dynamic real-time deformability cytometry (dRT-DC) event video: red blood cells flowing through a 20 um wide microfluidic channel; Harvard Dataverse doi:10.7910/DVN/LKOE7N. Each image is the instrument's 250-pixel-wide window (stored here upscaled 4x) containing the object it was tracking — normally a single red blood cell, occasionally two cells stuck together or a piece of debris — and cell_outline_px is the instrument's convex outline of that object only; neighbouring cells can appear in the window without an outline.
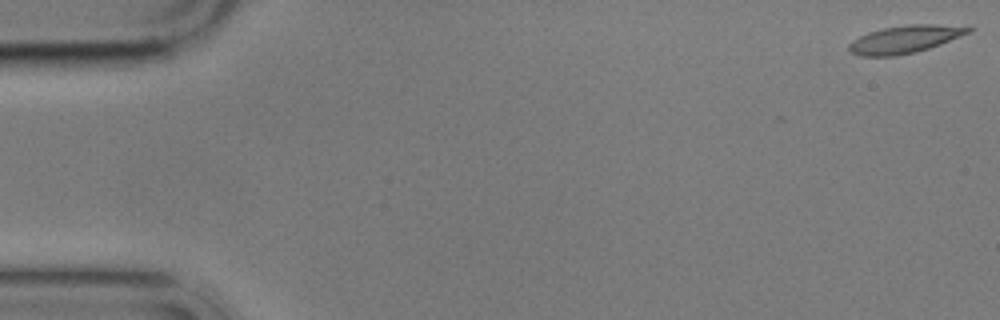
{"species": "common noctule bat (a hibernating species)", "species_latin": "Nyctalus noctula", "temperature_condition": "cold", "stored_images_in_passage": 4, "camera_frame_rate_fps": 3000, "um_per_image_px": 0.085, "animal": {"sex": "male", "body_mass_g": 17.9}, "frame": {"image": 1, "passage_image": 1, "time_ms": 0.0, "image_size_px": [1000, 320], "cell_outline_px": [[972, 32], [940, 44], [916, 52], [892, 56], [860, 56], [848, 52], [848, 44], [852, 40], [868, 32], [884, 28], [908, 24], [932, 24], [972, 28]], "centroid_in_image_um": [76.85, 3.35], "position_along_channel_um": 8.1, "area_um2": 19.07}}